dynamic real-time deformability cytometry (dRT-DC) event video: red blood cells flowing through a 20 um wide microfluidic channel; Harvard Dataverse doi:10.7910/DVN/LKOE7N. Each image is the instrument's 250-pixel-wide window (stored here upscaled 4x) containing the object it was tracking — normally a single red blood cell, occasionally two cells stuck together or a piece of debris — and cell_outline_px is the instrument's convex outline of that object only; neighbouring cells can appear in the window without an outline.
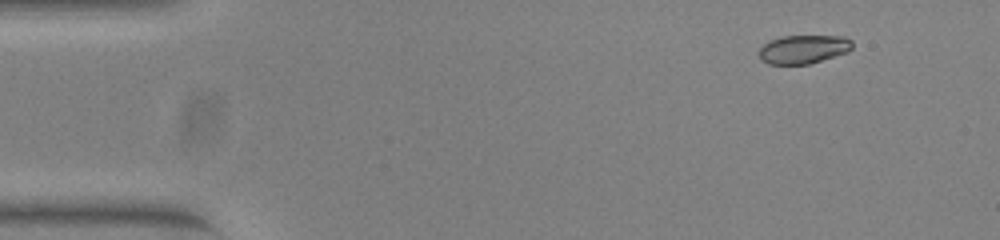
{"species": "common noctule bat (a hibernating species)", "species_latin": "Nyctalus noctula", "temperature_condition": "warm", "stored_images_in_passage": 48, "camera_frame_rate_fps": 3000, "um_per_image_px": 0.085, "animal": {"sex": "female", "body_mass_g": 23.0, "forearm_length_mm": 53.4}, "frame": {"image": 1, "passage_image": 1, "time_ms": 0.0, "image_size_px": [1000, 240], "cell_outline_px": [[852, 48], [848, 52], [808, 64], [768, 64], [760, 60], [760, 48], [764, 44], [780, 36], [844, 36], [852, 40]], "centroid_in_image_um": [68.3, 4.18], "position_along_channel_um": 16.7, "area_um2": 15.49}}
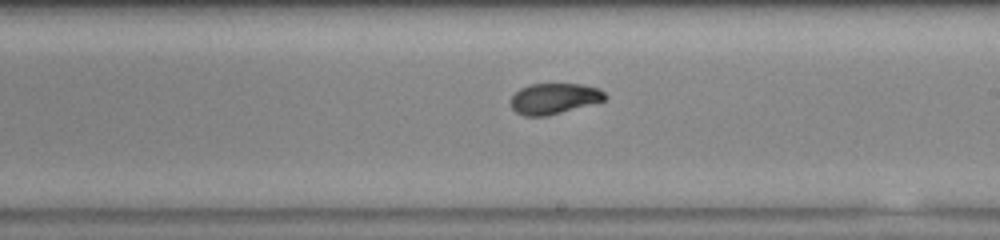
{"frame": {"image": 2, "passage_image": 26, "time_ms": 8.333, "image_size_px": [1000, 240], "cell_outline_px": [[608, 96], [604, 100], [560, 112], [544, 116], [524, 116], [516, 112], [512, 108], [512, 96], [520, 88], [528, 84], [580, 84], [600, 88]], "centroid_in_image_um": [47.09, 8.36], "position_along_channel_um": 241.9, "area_um2": 16.65}}
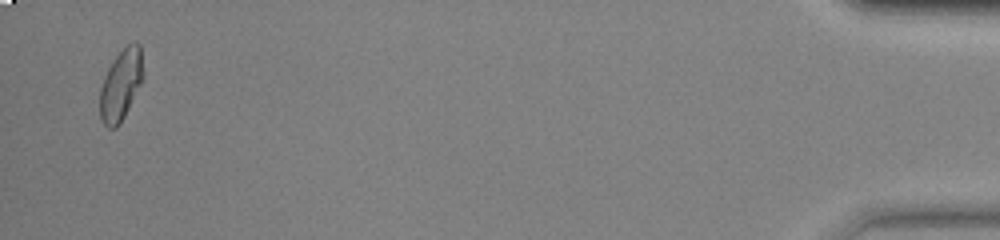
{"frame": {"image": 3, "passage_image": 47, "time_ms": 15.333, "image_size_px": [1000, 240], "cell_outline_px": [[144, 76], [120, 124], [116, 128], [108, 128], [100, 120], [100, 88], [104, 76], [108, 68], [116, 56], [128, 44], [136, 40], [140, 44]], "centroid_in_image_um": [10.27, 7.2], "position_along_channel_um": 424.9, "area_um2": 17.8}, "authors_computed_cell_mechanics": {"area_um2": 17.2533, "velocity_mm_per_s": 3.9189, "shape_relaxation_time_tau1_ms": 5.766, "shape_relaxation_time_tau2_ms": null, "deformation_change_tau1": 0.2078, "deformation_change_tau2": null}}